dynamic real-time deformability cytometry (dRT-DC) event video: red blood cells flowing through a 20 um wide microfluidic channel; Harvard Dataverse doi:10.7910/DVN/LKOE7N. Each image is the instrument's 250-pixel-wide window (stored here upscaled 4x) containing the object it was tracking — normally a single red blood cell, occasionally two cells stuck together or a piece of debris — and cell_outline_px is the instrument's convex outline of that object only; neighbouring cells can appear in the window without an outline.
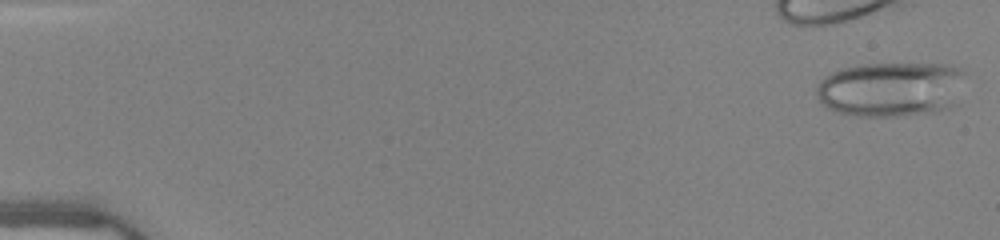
{"species": "human", "species_latin": "Homo sapiens", "temperature_condition": "warm", "stored_images_in_passage": 41, "camera_frame_rate_fps": 3000, "um_per_image_px": 0.085, "donor": {"sex": "female"}, "frame": {"image": 1, "passage_image": 1, "time_ms": 0.0, "image_size_px": [1000, 240], "cell_outline_px": [[964, 72], [952, 104], [948, 108], [932, 112], [900, 116], [856, 116], [824, 108], [820, 104], [816, 96], [816, 88], [820, 80], [824, 76], [840, 68], [868, 64], [944, 64], [960, 68]], "centroid_in_image_um": [75.62, 7.58], "position_along_channel_um": 9.4, "area_um2": 47.34}}